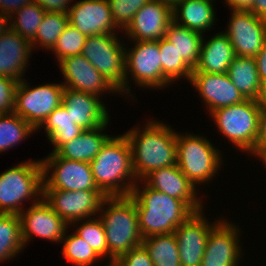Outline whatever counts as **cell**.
I'll return each instance as SVG.
<instances>
[{
	"label": "cell",
	"mask_w": 266,
	"mask_h": 266,
	"mask_svg": "<svg viewBox=\"0 0 266 266\" xmlns=\"http://www.w3.org/2000/svg\"><path fill=\"white\" fill-rule=\"evenodd\" d=\"M260 107L256 100L221 107L209 113L218 129L243 151L252 153L258 135Z\"/></svg>",
	"instance_id": "8992f818"
},
{
	"label": "cell",
	"mask_w": 266,
	"mask_h": 266,
	"mask_svg": "<svg viewBox=\"0 0 266 266\" xmlns=\"http://www.w3.org/2000/svg\"><path fill=\"white\" fill-rule=\"evenodd\" d=\"M116 26L125 30L136 12L150 0H107Z\"/></svg>",
	"instance_id": "f35d334b"
},
{
	"label": "cell",
	"mask_w": 266,
	"mask_h": 266,
	"mask_svg": "<svg viewBox=\"0 0 266 266\" xmlns=\"http://www.w3.org/2000/svg\"><path fill=\"white\" fill-rule=\"evenodd\" d=\"M165 38L173 44L184 61L194 69L200 57L202 33L180 26L173 21L166 30Z\"/></svg>",
	"instance_id": "f1b7e54d"
},
{
	"label": "cell",
	"mask_w": 266,
	"mask_h": 266,
	"mask_svg": "<svg viewBox=\"0 0 266 266\" xmlns=\"http://www.w3.org/2000/svg\"><path fill=\"white\" fill-rule=\"evenodd\" d=\"M120 42L116 34L87 36L81 54L123 93L126 47Z\"/></svg>",
	"instance_id": "ba28073f"
},
{
	"label": "cell",
	"mask_w": 266,
	"mask_h": 266,
	"mask_svg": "<svg viewBox=\"0 0 266 266\" xmlns=\"http://www.w3.org/2000/svg\"><path fill=\"white\" fill-rule=\"evenodd\" d=\"M38 194L43 196L41 160L22 162L0 174V213L19 215L22 202Z\"/></svg>",
	"instance_id": "5b68a950"
},
{
	"label": "cell",
	"mask_w": 266,
	"mask_h": 266,
	"mask_svg": "<svg viewBox=\"0 0 266 266\" xmlns=\"http://www.w3.org/2000/svg\"><path fill=\"white\" fill-rule=\"evenodd\" d=\"M58 63L67 80L62 83L65 88L95 96L107 90L119 92L82 54L64 58Z\"/></svg>",
	"instance_id": "e0dca14e"
},
{
	"label": "cell",
	"mask_w": 266,
	"mask_h": 266,
	"mask_svg": "<svg viewBox=\"0 0 266 266\" xmlns=\"http://www.w3.org/2000/svg\"><path fill=\"white\" fill-rule=\"evenodd\" d=\"M35 0H0V11L11 17L17 10Z\"/></svg>",
	"instance_id": "7bdbcfd3"
},
{
	"label": "cell",
	"mask_w": 266,
	"mask_h": 266,
	"mask_svg": "<svg viewBox=\"0 0 266 266\" xmlns=\"http://www.w3.org/2000/svg\"><path fill=\"white\" fill-rule=\"evenodd\" d=\"M227 74L245 99L257 100L261 81L255 58L236 56L230 62Z\"/></svg>",
	"instance_id": "4316f807"
},
{
	"label": "cell",
	"mask_w": 266,
	"mask_h": 266,
	"mask_svg": "<svg viewBox=\"0 0 266 266\" xmlns=\"http://www.w3.org/2000/svg\"><path fill=\"white\" fill-rule=\"evenodd\" d=\"M125 136L131 147L136 181L156 169L176 165L177 132L168 125L149 120L144 130L135 128Z\"/></svg>",
	"instance_id": "6da1fadb"
},
{
	"label": "cell",
	"mask_w": 266,
	"mask_h": 266,
	"mask_svg": "<svg viewBox=\"0 0 266 266\" xmlns=\"http://www.w3.org/2000/svg\"><path fill=\"white\" fill-rule=\"evenodd\" d=\"M23 247L19 215L0 213V262L15 257Z\"/></svg>",
	"instance_id": "4dcf8cb0"
},
{
	"label": "cell",
	"mask_w": 266,
	"mask_h": 266,
	"mask_svg": "<svg viewBox=\"0 0 266 266\" xmlns=\"http://www.w3.org/2000/svg\"><path fill=\"white\" fill-rule=\"evenodd\" d=\"M162 73L172 83L179 78L190 80L193 69L179 55L176 48L165 37L158 40Z\"/></svg>",
	"instance_id": "d6a6232c"
},
{
	"label": "cell",
	"mask_w": 266,
	"mask_h": 266,
	"mask_svg": "<svg viewBox=\"0 0 266 266\" xmlns=\"http://www.w3.org/2000/svg\"><path fill=\"white\" fill-rule=\"evenodd\" d=\"M189 81L198 90L210 113L246 100L227 73H192Z\"/></svg>",
	"instance_id": "ffe728a7"
},
{
	"label": "cell",
	"mask_w": 266,
	"mask_h": 266,
	"mask_svg": "<svg viewBox=\"0 0 266 266\" xmlns=\"http://www.w3.org/2000/svg\"><path fill=\"white\" fill-rule=\"evenodd\" d=\"M68 23V14L46 11L36 37L31 41L32 48H36L35 46L39 44L51 50Z\"/></svg>",
	"instance_id": "836d02e7"
},
{
	"label": "cell",
	"mask_w": 266,
	"mask_h": 266,
	"mask_svg": "<svg viewBox=\"0 0 266 266\" xmlns=\"http://www.w3.org/2000/svg\"><path fill=\"white\" fill-rule=\"evenodd\" d=\"M134 48L125 50L124 91L130 93L127 75L142 87L163 88L171 82L162 73V64L158 41H135ZM128 52V53H127ZM129 72V73H128ZM127 80V81H126ZM128 87V88H127Z\"/></svg>",
	"instance_id": "30bf717a"
},
{
	"label": "cell",
	"mask_w": 266,
	"mask_h": 266,
	"mask_svg": "<svg viewBox=\"0 0 266 266\" xmlns=\"http://www.w3.org/2000/svg\"><path fill=\"white\" fill-rule=\"evenodd\" d=\"M89 164L96 186L106 197L129 196L132 193L137 181L131 147L125 134L110 137ZM126 179L129 180L127 183Z\"/></svg>",
	"instance_id": "7a4b0ae2"
},
{
	"label": "cell",
	"mask_w": 266,
	"mask_h": 266,
	"mask_svg": "<svg viewBox=\"0 0 266 266\" xmlns=\"http://www.w3.org/2000/svg\"><path fill=\"white\" fill-rule=\"evenodd\" d=\"M221 221L209 233L201 266H237L239 263L242 251L239 230L232 223Z\"/></svg>",
	"instance_id": "ac0fdd59"
},
{
	"label": "cell",
	"mask_w": 266,
	"mask_h": 266,
	"mask_svg": "<svg viewBox=\"0 0 266 266\" xmlns=\"http://www.w3.org/2000/svg\"><path fill=\"white\" fill-rule=\"evenodd\" d=\"M45 13L46 11L36 2L25 5L10 17L11 21L15 19L13 18L14 15L18 16L15 21L10 23V27L23 38L31 42L36 37L39 25Z\"/></svg>",
	"instance_id": "e575fe53"
},
{
	"label": "cell",
	"mask_w": 266,
	"mask_h": 266,
	"mask_svg": "<svg viewBox=\"0 0 266 266\" xmlns=\"http://www.w3.org/2000/svg\"><path fill=\"white\" fill-rule=\"evenodd\" d=\"M156 1L166 2V3L170 4L171 6H173L174 3H175L177 0H156Z\"/></svg>",
	"instance_id": "f907efd6"
},
{
	"label": "cell",
	"mask_w": 266,
	"mask_h": 266,
	"mask_svg": "<svg viewBox=\"0 0 266 266\" xmlns=\"http://www.w3.org/2000/svg\"><path fill=\"white\" fill-rule=\"evenodd\" d=\"M36 130L15 113L0 115V153L17 145Z\"/></svg>",
	"instance_id": "1f68e13d"
},
{
	"label": "cell",
	"mask_w": 266,
	"mask_h": 266,
	"mask_svg": "<svg viewBox=\"0 0 266 266\" xmlns=\"http://www.w3.org/2000/svg\"><path fill=\"white\" fill-rule=\"evenodd\" d=\"M29 87L25 79L18 82L14 113L37 131L46 118L62 104L65 87L62 83Z\"/></svg>",
	"instance_id": "9c48e42d"
},
{
	"label": "cell",
	"mask_w": 266,
	"mask_h": 266,
	"mask_svg": "<svg viewBox=\"0 0 266 266\" xmlns=\"http://www.w3.org/2000/svg\"><path fill=\"white\" fill-rule=\"evenodd\" d=\"M69 23L86 36L115 34L117 26L113 20L107 0H81L70 6Z\"/></svg>",
	"instance_id": "d6986e66"
},
{
	"label": "cell",
	"mask_w": 266,
	"mask_h": 266,
	"mask_svg": "<svg viewBox=\"0 0 266 266\" xmlns=\"http://www.w3.org/2000/svg\"><path fill=\"white\" fill-rule=\"evenodd\" d=\"M236 57L231 41L223 32L209 41H202L198 64L192 73H228L230 62Z\"/></svg>",
	"instance_id": "cb8c5ba5"
},
{
	"label": "cell",
	"mask_w": 266,
	"mask_h": 266,
	"mask_svg": "<svg viewBox=\"0 0 266 266\" xmlns=\"http://www.w3.org/2000/svg\"><path fill=\"white\" fill-rule=\"evenodd\" d=\"M8 20L10 21V17L7 14L0 11V35L4 34L10 28L9 27L10 25H8L9 24Z\"/></svg>",
	"instance_id": "c3c4849f"
},
{
	"label": "cell",
	"mask_w": 266,
	"mask_h": 266,
	"mask_svg": "<svg viewBox=\"0 0 266 266\" xmlns=\"http://www.w3.org/2000/svg\"><path fill=\"white\" fill-rule=\"evenodd\" d=\"M176 146V165L194 185L211 180L221 166L218 149L203 136L179 133L176 136Z\"/></svg>",
	"instance_id": "52a82bcc"
},
{
	"label": "cell",
	"mask_w": 266,
	"mask_h": 266,
	"mask_svg": "<svg viewBox=\"0 0 266 266\" xmlns=\"http://www.w3.org/2000/svg\"><path fill=\"white\" fill-rule=\"evenodd\" d=\"M41 163L43 189L99 190L88 162L69 160L51 153L46 159H42ZM50 168L53 169V173L48 176Z\"/></svg>",
	"instance_id": "8fae6325"
},
{
	"label": "cell",
	"mask_w": 266,
	"mask_h": 266,
	"mask_svg": "<svg viewBox=\"0 0 266 266\" xmlns=\"http://www.w3.org/2000/svg\"><path fill=\"white\" fill-rule=\"evenodd\" d=\"M99 96L64 88L62 104L73 122L85 130L95 129L109 120Z\"/></svg>",
	"instance_id": "7402d4cb"
},
{
	"label": "cell",
	"mask_w": 266,
	"mask_h": 266,
	"mask_svg": "<svg viewBox=\"0 0 266 266\" xmlns=\"http://www.w3.org/2000/svg\"><path fill=\"white\" fill-rule=\"evenodd\" d=\"M75 233L85 240L101 258L108 256L105 230L99 218L85 219V222L80 225Z\"/></svg>",
	"instance_id": "74e56055"
},
{
	"label": "cell",
	"mask_w": 266,
	"mask_h": 266,
	"mask_svg": "<svg viewBox=\"0 0 266 266\" xmlns=\"http://www.w3.org/2000/svg\"><path fill=\"white\" fill-rule=\"evenodd\" d=\"M212 1L177 0L173 5V21L180 26L203 33L211 28L215 21Z\"/></svg>",
	"instance_id": "d4e9b609"
},
{
	"label": "cell",
	"mask_w": 266,
	"mask_h": 266,
	"mask_svg": "<svg viewBox=\"0 0 266 266\" xmlns=\"http://www.w3.org/2000/svg\"><path fill=\"white\" fill-rule=\"evenodd\" d=\"M18 81L0 76V115L14 113Z\"/></svg>",
	"instance_id": "ab89813d"
},
{
	"label": "cell",
	"mask_w": 266,
	"mask_h": 266,
	"mask_svg": "<svg viewBox=\"0 0 266 266\" xmlns=\"http://www.w3.org/2000/svg\"><path fill=\"white\" fill-rule=\"evenodd\" d=\"M63 237L62 255L67 261L77 266H91L97 259L101 258L90 245L74 234Z\"/></svg>",
	"instance_id": "d590c367"
},
{
	"label": "cell",
	"mask_w": 266,
	"mask_h": 266,
	"mask_svg": "<svg viewBox=\"0 0 266 266\" xmlns=\"http://www.w3.org/2000/svg\"><path fill=\"white\" fill-rule=\"evenodd\" d=\"M86 39V35L68 23L51 51H54L56 59L59 62L64 58L81 54Z\"/></svg>",
	"instance_id": "8d00e7d4"
},
{
	"label": "cell",
	"mask_w": 266,
	"mask_h": 266,
	"mask_svg": "<svg viewBox=\"0 0 266 266\" xmlns=\"http://www.w3.org/2000/svg\"><path fill=\"white\" fill-rule=\"evenodd\" d=\"M43 125L49 141L55 146L52 153H55L63 144L76 138L85 130L73 122L63 104L57 107L39 128Z\"/></svg>",
	"instance_id": "83f0119b"
},
{
	"label": "cell",
	"mask_w": 266,
	"mask_h": 266,
	"mask_svg": "<svg viewBox=\"0 0 266 266\" xmlns=\"http://www.w3.org/2000/svg\"><path fill=\"white\" fill-rule=\"evenodd\" d=\"M118 266H153L149 253L141 244L115 259Z\"/></svg>",
	"instance_id": "60d3db41"
},
{
	"label": "cell",
	"mask_w": 266,
	"mask_h": 266,
	"mask_svg": "<svg viewBox=\"0 0 266 266\" xmlns=\"http://www.w3.org/2000/svg\"><path fill=\"white\" fill-rule=\"evenodd\" d=\"M143 181L154 190L182 200L193 212L203 208L196 196L195 185L181 172L177 165L156 169L146 175Z\"/></svg>",
	"instance_id": "44dd1931"
},
{
	"label": "cell",
	"mask_w": 266,
	"mask_h": 266,
	"mask_svg": "<svg viewBox=\"0 0 266 266\" xmlns=\"http://www.w3.org/2000/svg\"><path fill=\"white\" fill-rule=\"evenodd\" d=\"M227 35L236 56L254 58L266 42V19L255 16L251 11L233 10Z\"/></svg>",
	"instance_id": "4fadbf2b"
},
{
	"label": "cell",
	"mask_w": 266,
	"mask_h": 266,
	"mask_svg": "<svg viewBox=\"0 0 266 266\" xmlns=\"http://www.w3.org/2000/svg\"><path fill=\"white\" fill-rule=\"evenodd\" d=\"M173 22V6L166 2L150 0L134 15L125 34L134 41H158L165 37Z\"/></svg>",
	"instance_id": "2e32d148"
},
{
	"label": "cell",
	"mask_w": 266,
	"mask_h": 266,
	"mask_svg": "<svg viewBox=\"0 0 266 266\" xmlns=\"http://www.w3.org/2000/svg\"><path fill=\"white\" fill-rule=\"evenodd\" d=\"M202 214V210L194 212L173 232L181 266H201L209 233L220 222L210 225Z\"/></svg>",
	"instance_id": "9a60e30c"
},
{
	"label": "cell",
	"mask_w": 266,
	"mask_h": 266,
	"mask_svg": "<svg viewBox=\"0 0 266 266\" xmlns=\"http://www.w3.org/2000/svg\"><path fill=\"white\" fill-rule=\"evenodd\" d=\"M142 245L149 253L153 266H181L178 243L174 233L143 238Z\"/></svg>",
	"instance_id": "f546056e"
},
{
	"label": "cell",
	"mask_w": 266,
	"mask_h": 266,
	"mask_svg": "<svg viewBox=\"0 0 266 266\" xmlns=\"http://www.w3.org/2000/svg\"><path fill=\"white\" fill-rule=\"evenodd\" d=\"M266 144V110H261L259 114L258 135L255 145Z\"/></svg>",
	"instance_id": "f6af8a7d"
},
{
	"label": "cell",
	"mask_w": 266,
	"mask_h": 266,
	"mask_svg": "<svg viewBox=\"0 0 266 266\" xmlns=\"http://www.w3.org/2000/svg\"><path fill=\"white\" fill-rule=\"evenodd\" d=\"M106 205L108 207L104 211L103 207ZM99 212L107 240V258L110 261L142 244L136 205L130 196L106 197Z\"/></svg>",
	"instance_id": "277c9868"
},
{
	"label": "cell",
	"mask_w": 266,
	"mask_h": 266,
	"mask_svg": "<svg viewBox=\"0 0 266 266\" xmlns=\"http://www.w3.org/2000/svg\"><path fill=\"white\" fill-rule=\"evenodd\" d=\"M21 220V237L25 247L32 235L40 238L62 241L68 224L58 216L43 199L36 198L28 210L19 214Z\"/></svg>",
	"instance_id": "5bb4252c"
},
{
	"label": "cell",
	"mask_w": 266,
	"mask_h": 266,
	"mask_svg": "<svg viewBox=\"0 0 266 266\" xmlns=\"http://www.w3.org/2000/svg\"><path fill=\"white\" fill-rule=\"evenodd\" d=\"M260 81L266 79V42L261 51L254 57Z\"/></svg>",
	"instance_id": "ee69618b"
},
{
	"label": "cell",
	"mask_w": 266,
	"mask_h": 266,
	"mask_svg": "<svg viewBox=\"0 0 266 266\" xmlns=\"http://www.w3.org/2000/svg\"><path fill=\"white\" fill-rule=\"evenodd\" d=\"M252 153L255 154L256 156H258L259 158H261V160L264 161L263 163L266 166V144L255 145V149Z\"/></svg>",
	"instance_id": "681fc988"
},
{
	"label": "cell",
	"mask_w": 266,
	"mask_h": 266,
	"mask_svg": "<svg viewBox=\"0 0 266 266\" xmlns=\"http://www.w3.org/2000/svg\"><path fill=\"white\" fill-rule=\"evenodd\" d=\"M32 50L31 42L11 27L0 35V76L22 81Z\"/></svg>",
	"instance_id": "603a6c76"
},
{
	"label": "cell",
	"mask_w": 266,
	"mask_h": 266,
	"mask_svg": "<svg viewBox=\"0 0 266 266\" xmlns=\"http://www.w3.org/2000/svg\"><path fill=\"white\" fill-rule=\"evenodd\" d=\"M254 0H226V4L231 7V10L250 11Z\"/></svg>",
	"instance_id": "bcb514c9"
},
{
	"label": "cell",
	"mask_w": 266,
	"mask_h": 266,
	"mask_svg": "<svg viewBox=\"0 0 266 266\" xmlns=\"http://www.w3.org/2000/svg\"><path fill=\"white\" fill-rule=\"evenodd\" d=\"M109 120L91 130H84L79 136L63 144L55 153L65 159L90 162L100 152L105 142L111 137L102 134Z\"/></svg>",
	"instance_id": "484cf974"
},
{
	"label": "cell",
	"mask_w": 266,
	"mask_h": 266,
	"mask_svg": "<svg viewBox=\"0 0 266 266\" xmlns=\"http://www.w3.org/2000/svg\"><path fill=\"white\" fill-rule=\"evenodd\" d=\"M106 266H118V264L116 263L115 260H113V261H110V264Z\"/></svg>",
	"instance_id": "816d5d0a"
},
{
	"label": "cell",
	"mask_w": 266,
	"mask_h": 266,
	"mask_svg": "<svg viewBox=\"0 0 266 266\" xmlns=\"http://www.w3.org/2000/svg\"><path fill=\"white\" fill-rule=\"evenodd\" d=\"M256 101L261 110H266V79L261 81V88Z\"/></svg>",
	"instance_id": "7dc6e473"
},
{
	"label": "cell",
	"mask_w": 266,
	"mask_h": 266,
	"mask_svg": "<svg viewBox=\"0 0 266 266\" xmlns=\"http://www.w3.org/2000/svg\"><path fill=\"white\" fill-rule=\"evenodd\" d=\"M138 185L129 195L135 202L139 229L143 238L173 233L194 212L182 201L154 190L146 184Z\"/></svg>",
	"instance_id": "3957f363"
},
{
	"label": "cell",
	"mask_w": 266,
	"mask_h": 266,
	"mask_svg": "<svg viewBox=\"0 0 266 266\" xmlns=\"http://www.w3.org/2000/svg\"><path fill=\"white\" fill-rule=\"evenodd\" d=\"M105 198L100 190L43 189V199L68 225L96 215Z\"/></svg>",
	"instance_id": "7c38bea8"
},
{
	"label": "cell",
	"mask_w": 266,
	"mask_h": 266,
	"mask_svg": "<svg viewBox=\"0 0 266 266\" xmlns=\"http://www.w3.org/2000/svg\"><path fill=\"white\" fill-rule=\"evenodd\" d=\"M71 0H35L45 11L68 14Z\"/></svg>",
	"instance_id": "b9f144b4"
}]
</instances>
